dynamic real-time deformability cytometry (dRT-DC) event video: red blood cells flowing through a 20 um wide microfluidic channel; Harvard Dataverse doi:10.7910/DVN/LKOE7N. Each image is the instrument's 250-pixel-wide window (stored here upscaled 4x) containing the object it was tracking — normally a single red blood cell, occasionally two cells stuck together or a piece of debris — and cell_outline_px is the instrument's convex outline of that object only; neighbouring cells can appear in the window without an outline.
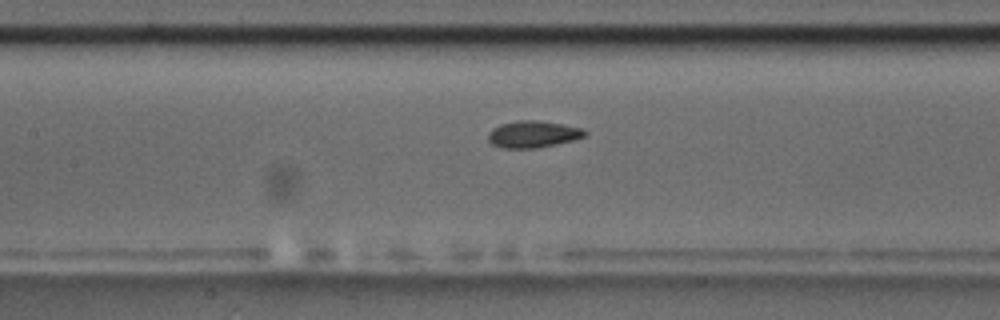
{"species": "common noctule bat (a hibernating species)", "species_latin": "Nyctalus noctula", "temperature_condition": "room temperature", "stored_images_in_passage": 28, "camera_frame_rate_fps": 3000, "um_per_image_px": 0.085, "animal": {"sex": "male", "body_mass_g": 17.5, "forearm_length_mm": 52.3}, "frame": {"image": 1, "passage_image": 8, "time_ms": 2.333, "image_size_px": [1000, 320], "cell_outline_px": [[588, 132], [584, 136], [576, 140], [536, 148], [504, 148], [492, 144], [488, 140], [488, 132], [492, 128], [500, 124], [516, 120], [536, 120], [564, 124], [584, 128]], "centroid_in_image_um": [45.32, 11.4], "position_along_channel_um": 162.1, "area_um2": 15.32}}
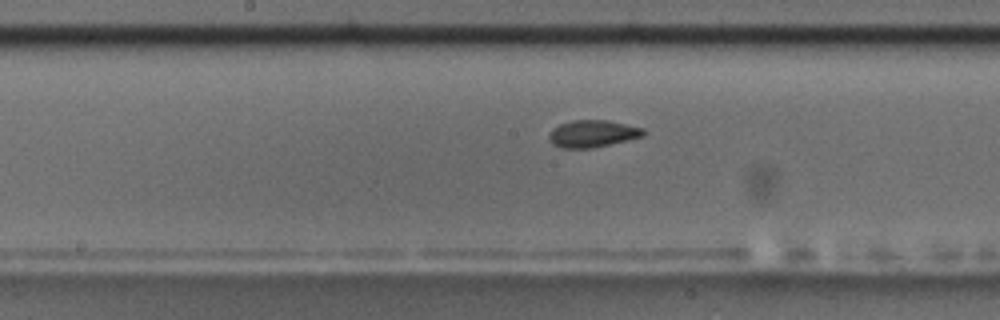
{"frame": {"image": 2, "passage_image": 11, "time_ms": 3.333, "image_size_px": [1000, 320], "cell_outline_px": [[648, 132], [644, 136], [628, 140], [592, 148], [560, 148], [552, 144], [548, 140], [548, 136], [552, 128], [560, 124], [572, 120], [608, 120], [644, 128]], "centroid_in_image_um": [50.37, 11.36], "position_along_channel_um": 197.8, "area_um2": 15.14}}
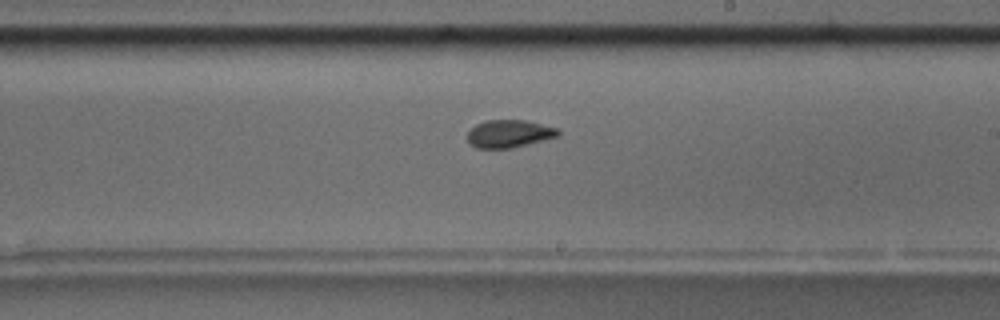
{"frame": {"image": 3, "passage_image": 15, "time_ms": 4.667, "image_size_px": [1000, 320], "cell_outline_px": [[560, 136], [512, 148], [476, 148], [468, 140], [468, 132], [476, 124], [484, 120], [524, 120], [560, 128]], "centroid_in_image_um": [43.32, 11.36], "position_along_channel_um": 245.7, "area_um2": 14.68}}